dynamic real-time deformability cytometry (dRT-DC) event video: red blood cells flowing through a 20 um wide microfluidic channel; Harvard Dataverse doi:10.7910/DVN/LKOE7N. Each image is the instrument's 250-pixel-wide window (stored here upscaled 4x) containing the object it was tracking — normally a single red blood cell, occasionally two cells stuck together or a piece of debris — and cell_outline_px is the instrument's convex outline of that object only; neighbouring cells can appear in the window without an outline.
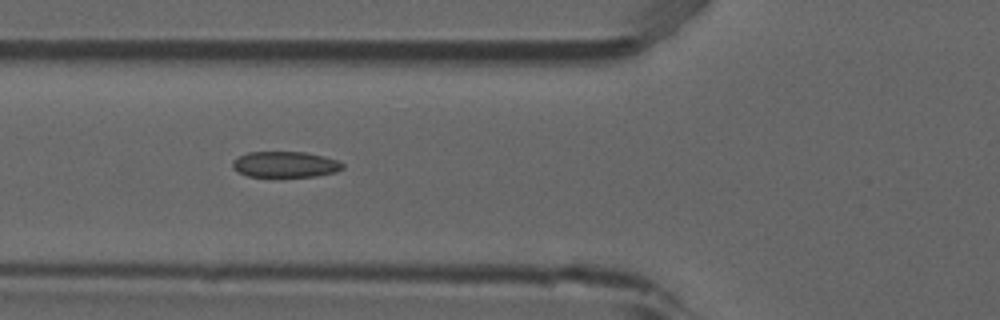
{"species": "common noctule bat (a hibernating species)", "species_latin": "Nyctalus noctula", "temperature_condition": "room temperature", "stored_images_in_passage": 8, "camera_frame_rate_fps": 3000, "um_per_image_px": 0.085, "animal": {"sex": "male", "forearm_length_mm": 52.5}, "frame": {"image": 1, "passage_image": 6, "time_ms": 1.667, "image_size_px": [1000, 320], "cell_outline_px": [[344, 168], [336, 172], [316, 176], [248, 176], [236, 172], [232, 168], [232, 160], [248, 152], [304, 152], [324, 156], [336, 160], [344, 164]], "centroid_in_image_um": [24.22, 13.97], "position_along_channel_um": 101.6, "area_um2": 16.59}}
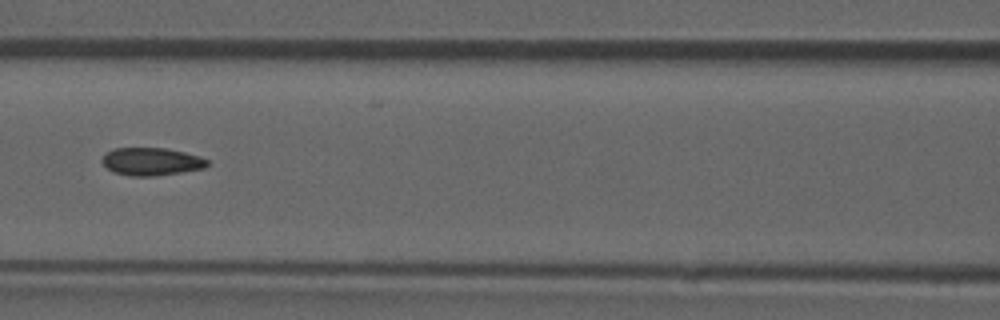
{"frame": {"image": 2, "passage_image": 7, "time_ms": 2.0, "image_size_px": [1000, 320], "cell_outline_px": [[208, 164], [204, 168], [156, 176], [128, 176], [112, 172], [100, 160], [108, 152], [116, 148], [164, 148], [184, 152], [200, 156], [208, 160]], "centroid_in_image_um": [12.86, 13.74], "position_along_channel_um": 153.7, "area_um2": 16.94}}